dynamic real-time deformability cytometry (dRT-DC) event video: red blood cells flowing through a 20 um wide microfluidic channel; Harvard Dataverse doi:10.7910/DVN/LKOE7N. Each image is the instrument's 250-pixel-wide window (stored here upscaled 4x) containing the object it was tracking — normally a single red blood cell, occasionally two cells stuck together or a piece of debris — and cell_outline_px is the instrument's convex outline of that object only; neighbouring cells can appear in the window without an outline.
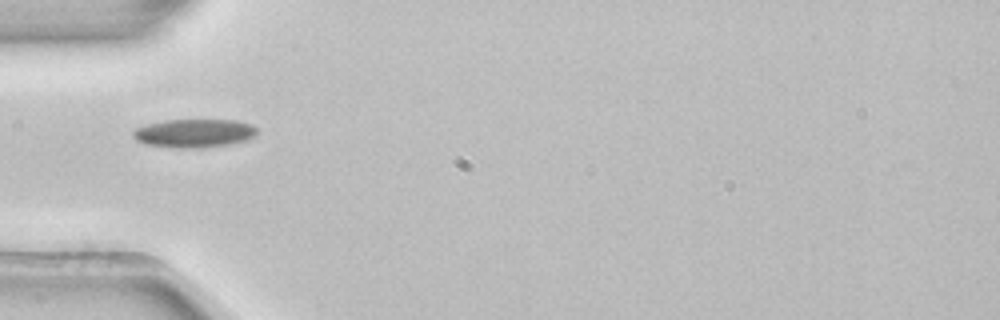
{"species": "common noctule bat (a hibernating species)", "species_latin": "Nyctalus noctula", "temperature_condition": "room temperature", "stored_images_in_passage": 2, "camera_frame_rate_fps": 3000, "um_per_image_px": 0.085, "animal": {"sex": "female", "body_mass_g": 22.7, "forearm_length_mm": 54.2}, "frame": {"image": 1, "passage_image": 1, "time_ms": 0.0, "image_size_px": [1000, 320], "cell_outline_px": [[256, 136], [248, 140], [228, 144], [200, 148], [172, 148], [144, 144], [136, 140], [132, 136], [132, 132], [136, 128], [148, 124], [168, 120], [236, 120], [252, 124], [256, 128]], "centroid_in_image_um": [16.5, 11.33], "position_along_channel_um": 68.5, "area_um2": 20.69}}